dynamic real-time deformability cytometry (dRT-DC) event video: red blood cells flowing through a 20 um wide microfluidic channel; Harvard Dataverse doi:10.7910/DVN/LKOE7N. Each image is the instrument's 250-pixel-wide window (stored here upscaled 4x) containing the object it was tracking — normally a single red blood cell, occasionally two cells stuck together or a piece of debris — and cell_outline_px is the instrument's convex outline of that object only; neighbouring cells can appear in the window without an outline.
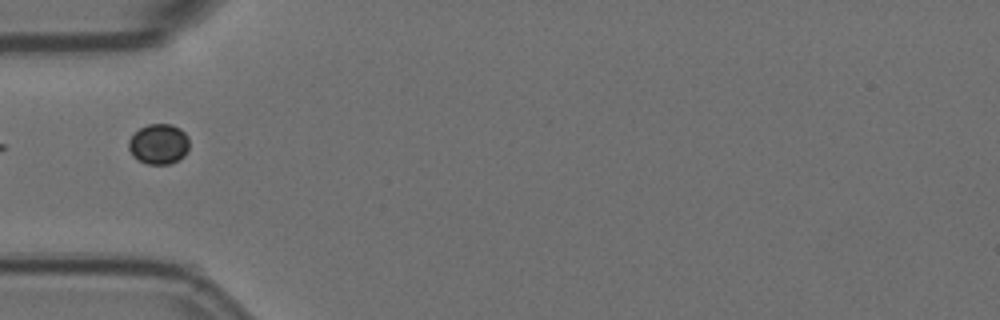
{"species": "Egyptian fruit bat (a non-hibernating species)", "species_latin": "Rousettus aegyptiacus", "temperature_condition": "room temperature", "stored_images_in_passage": 6, "segment_of_instrument_passage": [2, 2], "camera_frame_rate_fps": 3000, "um_per_image_px": 0.085, "animal": {"sex": "female"}, "frame": {"image": 1, "passage_image": 6, "time_ms": 1.667, "image_size_px": [1000, 320], "cell_outline_px": [[188, 148], [184, 156], [168, 164], [148, 164], [132, 156], [128, 148], [128, 140], [140, 128], [148, 124], [172, 124], [180, 128], [188, 136]], "centroid_in_image_um": [13.48, 12.23], "position_along_channel_um": 71.5, "area_um2": 14.16}}